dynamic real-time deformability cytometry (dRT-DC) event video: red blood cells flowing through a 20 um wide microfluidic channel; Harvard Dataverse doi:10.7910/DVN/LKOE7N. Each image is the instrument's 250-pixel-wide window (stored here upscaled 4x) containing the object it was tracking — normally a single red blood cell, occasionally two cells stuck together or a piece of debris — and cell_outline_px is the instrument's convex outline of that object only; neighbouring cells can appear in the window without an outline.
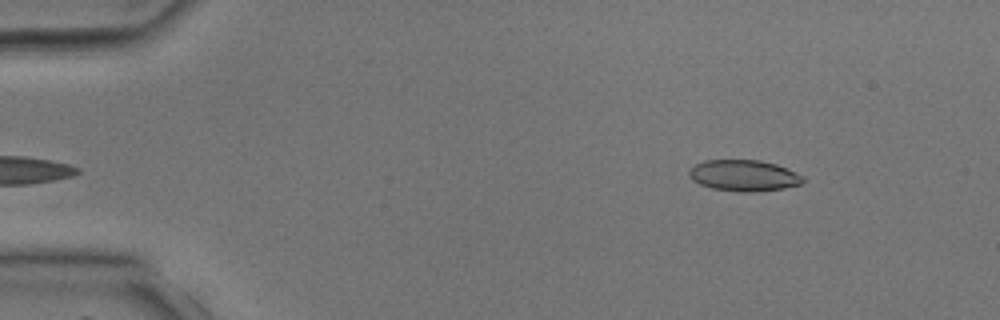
{"species": "common noctule bat (a hibernating species)", "species_latin": "Nyctalus noctula", "temperature_condition": "room temperature", "stored_images_in_passage": 36, "segment_of_instrument_passage": [1, 2], "camera_frame_rate_fps": 3000, "um_per_image_px": 0.085, "animal": {"sex": "male", "body_mass_g": 17.9, "forearm_length_mm": 54.2}, "frame": {"image": 1, "passage_image": 1, "time_ms": 0.0, "image_size_px": [1000, 320], "cell_outline_px": [[804, 180], [800, 184], [784, 188], [752, 192], [736, 192], [712, 188], [700, 184], [692, 180], [688, 172], [696, 164], [704, 160], [760, 160], [776, 164], [804, 176]], "centroid_in_image_um": [63.22, 14.92], "position_along_channel_um": 21.8, "area_um2": 20.63}}
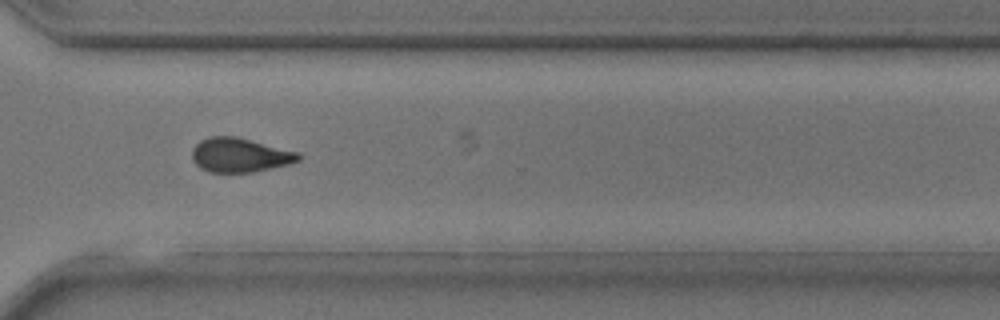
{"frame": {"image": 2, "passage_image": 25, "time_ms": 8.0, "image_size_px": [1000, 320], "cell_outline_px": [[300, 160], [288, 164], [252, 172], [208, 172], [200, 168], [192, 160], [192, 148], [200, 140], [208, 136], [236, 136], [300, 152]], "centroid_in_image_um": [20.36, 13.17], "position_along_channel_um": 350.2, "area_um2": 21.33}}
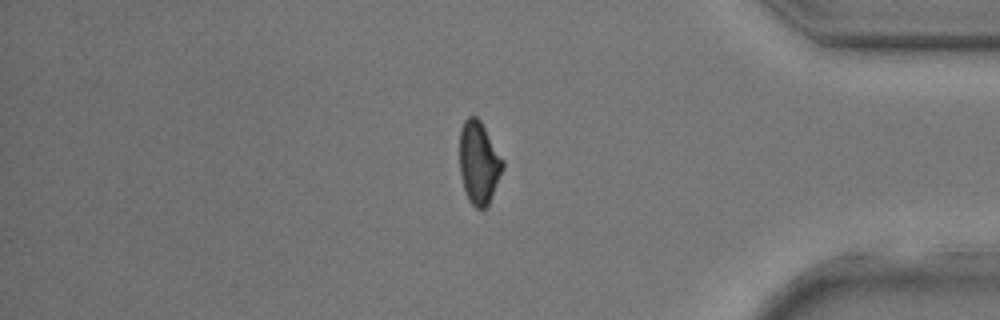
{"frame": {"image": 3, "passage_image": 29, "time_ms": 9.333, "image_size_px": [1000, 320], "cell_outline_px": [[504, 168], [488, 208], [476, 208], [468, 200], [460, 176], [460, 128], [464, 120], [468, 116], [476, 116], [480, 120], [504, 160]], "centroid_in_image_um": [40.71, 13.85], "position_along_channel_um": 394.5, "area_um2": 21.04}}